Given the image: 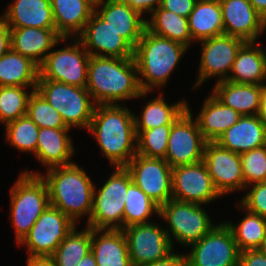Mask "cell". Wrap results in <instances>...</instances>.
<instances>
[{"mask_svg": "<svg viewBox=\"0 0 266 266\" xmlns=\"http://www.w3.org/2000/svg\"><path fill=\"white\" fill-rule=\"evenodd\" d=\"M56 32L61 37H77L94 12L89 0H50Z\"/></svg>", "mask_w": 266, "mask_h": 266, "instance_id": "cell-28", "label": "cell"}, {"mask_svg": "<svg viewBox=\"0 0 266 266\" xmlns=\"http://www.w3.org/2000/svg\"><path fill=\"white\" fill-rule=\"evenodd\" d=\"M199 43H201V58L196 82L192 86L193 90L212 77L219 78L216 82L227 80L236 55L245 41L223 34L199 41Z\"/></svg>", "mask_w": 266, "mask_h": 266, "instance_id": "cell-12", "label": "cell"}, {"mask_svg": "<svg viewBox=\"0 0 266 266\" xmlns=\"http://www.w3.org/2000/svg\"><path fill=\"white\" fill-rule=\"evenodd\" d=\"M245 186L266 181V145L240 154Z\"/></svg>", "mask_w": 266, "mask_h": 266, "instance_id": "cell-41", "label": "cell"}, {"mask_svg": "<svg viewBox=\"0 0 266 266\" xmlns=\"http://www.w3.org/2000/svg\"><path fill=\"white\" fill-rule=\"evenodd\" d=\"M11 28L6 20L0 16V58L11 49Z\"/></svg>", "mask_w": 266, "mask_h": 266, "instance_id": "cell-47", "label": "cell"}, {"mask_svg": "<svg viewBox=\"0 0 266 266\" xmlns=\"http://www.w3.org/2000/svg\"><path fill=\"white\" fill-rule=\"evenodd\" d=\"M171 127L172 125H162L154 129L136 131L137 154L149 158L165 159Z\"/></svg>", "mask_w": 266, "mask_h": 266, "instance_id": "cell-39", "label": "cell"}, {"mask_svg": "<svg viewBox=\"0 0 266 266\" xmlns=\"http://www.w3.org/2000/svg\"><path fill=\"white\" fill-rule=\"evenodd\" d=\"M200 112L196 115L199 129L203 138L209 141H216L227 129L238 122L242 116L229 106L221 103L212 93L202 102Z\"/></svg>", "mask_w": 266, "mask_h": 266, "instance_id": "cell-27", "label": "cell"}, {"mask_svg": "<svg viewBox=\"0 0 266 266\" xmlns=\"http://www.w3.org/2000/svg\"><path fill=\"white\" fill-rule=\"evenodd\" d=\"M92 228L78 231L76 226L64 238L51 256L56 266H76L91 251Z\"/></svg>", "mask_w": 266, "mask_h": 266, "instance_id": "cell-34", "label": "cell"}, {"mask_svg": "<svg viewBox=\"0 0 266 266\" xmlns=\"http://www.w3.org/2000/svg\"><path fill=\"white\" fill-rule=\"evenodd\" d=\"M36 91L59 112L67 127L88 130L96 104L86 87L38 80Z\"/></svg>", "mask_w": 266, "mask_h": 266, "instance_id": "cell-7", "label": "cell"}, {"mask_svg": "<svg viewBox=\"0 0 266 266\" xmlns=\"http://www.w3.org/2000/svg\"><path fill=\"white\" fill-rule=\"evenodd\" d=\"M27 115L39 128H69L59 112L36 90L28 100Z\"/></svg>", "mask_w": 266, "mask_h": 266, "instance_id": "cell-40", "label": "cell"}, {"mask_svg": "<svg viewBox=\"0 0 266 266\" xmlns=\"http://www.w3.org/2000/svg\"><path fill=\"white\" fill-rule=\"evenodd\" d=\"M46 174L24 170V173L40 175L46 182L50 205L62 211L75 224L83 216L87 222L93 209L94 183L85 169L74 162L67 166H56L46 169ZM79 220V221H78Z\"/></svg>", "mask_w": 266, "mask_h": 266, "instance_id": "cell-3", "label": "cell"}, {"mask_svg": "<svg viewBox=\"0 0 266 266\" xmlns=\"http://www.w3.org/2000/svg\"><path fill=\"white\" fill-rule=\"evenodd\" d=\"M76 266H97L96 260L92 252L86 254Z\"/></svg>", "mask_w": 266, "mask_h": 266, "instance_id": "cell-50", "label": "cell"}, {"mask_svg": "<svg viewBox=\"0 0 266 266\" xmlns=\"http://www.w3.org/2000/svg\"><path fill=\"white\" fill-rule=\"evenodd\" d=\"M189 47L151 33L147 28L134 48L139 84L143 92L163 88Z\"/></svg>", "mask_w": 266, "mask_h": 266, "instance_id": "cell-4", "label": "cell"}, {"mask_svg": "<svg viewBox=\"0 0 266 266\" xmlns=\"http://www.w3.org/2000/svg\"><path fill=\"white\" fill-rule=\"evenodd\" d=\"M94 12L124 37L134 48L146 29V18L118 0H99Z\"/></svg>", "mask_w": 266, "mask_h": 266, "instance_id": "cell-20", "label": "cell"}, {"mask_svg": "<svg viewBox=\"0 0 266 266\" xmlns=\"http://www.w3.org/2000/svg\"><path fill=\"white\" fill-rule=\"evenodd\" d=\"M262 119L266 123V83L263 85V91L261 94V108H260V114Z\"/></svg>", "mask_w": 266, "mask_h": 266, "instance_id": "cell-51", "label": "cell"}, {"mask_svg": "<svg viewBox=\"0 0 266 266\" xmlns=\"http://www.w3.org/2000/svg\"><path fill=\"white\" fill-rule=\"evenodd\" d=\"M94 6L99 0H89Z\"/></svg>", "mask_w": 266, "mask_h": 266, "instance_id": "cell-54", "label": "cell"}, {"mask_svg": "<svg viewBox=\"0 0 266 266\" xmlns=\"http://www.w3.org/2000/svg\"><path fill=\"white\" fill-rule=\"evenodd\" d=\"M190 249V253L185 254L188 266H239L240 251L224 221L191 244Z\"/></svg>", "mask_w": 266, "mask_h": 266, "instance_id": "cell-11", "label": "cell"}, {"mask_svg": "<svg viewBox=\"0 0 266 266\" xmlns=\"http://www.w3.org/2000/svg\"><path fill=\"white\" fill-rule=\"evenodd\" d=\"M215 142L238 154L251 151L266 145V123L260 115H243Z\"/></svg>", "mask_w": 266, "mask_h": 266, "instance_id": "cell-23", "label": "cell"}, {"mask_svg": "<svg viewBox=\"0 0 266 266\" xmlns=\"http://www.w3.org/2000/svg\"><path fill=\"white\" fill-rule=\"evenodd\" d=\"M149 15L151 17L146 19V28L151 33L180 42L190 48L194 41L190 35L188 18L162 9L160 6Z\"/></svg>", "mask_w": 266, "mask_h": 266, "instance_id": "cell-33", "label": "cell"}, {"mask_svg": "<svg viewBox=\"0 0 266 266\" xmlns=\"http://www.w3.org/2000/svg\"><path fill=\"white\" fill-rule=\"evenodd\" d=\"M239 266H266V255L259 249L240 252Z\"/></svg>", "mask_w": 266, "mask_h": 266, "instance_id": "cell-44", "label": "cell"}, {"mask_svg": "<svg viewBox=\"0 0 266 266\" xmlns=\"http://www.w3.org/2000/svg\"><path fill=\"white\" fill-rule=\"evenodd\" d=\"M31 88L30 93L28 90ZM36 87H0V123L6 125L19 117L27 115L28 100Z\"/></svg>", "mask_w": 266, "mask_h": 266, "instance_id": "cell-38", "label": "cell"}, {"mask_svg": "<svg viewBox=\"0 0 266 266\" xmlns=\"http://www.w3.org/2000/svg\"><path fill=\"white\" fill-rule=\"evenodd\" d=\"M197 0H162L160 7L188 18Z\"/></svg>", "mask_w": 266, "mask_h": 266, "instance_id": "cell-43", "label": "cell"}, {"mask_svg": "<svg viewBox=\"0 0 266 266\" xmlns=\"http://www.w3.org/2000/svg\"><path fill=\"white\" fill-rule=\"evenodd\" d=\"M263 254L266 255V236L265 238L262 240L261 245L258 248Z\"/></svg>", "mask_w": 266, "mask_h": 266, "instance_id": "cell-53", "label": "cell"}, {"mask_svg": "<svg viewBox=\"0 0 266 266\" xmlns=\"http://www.w3.org/2000/svg\"><path fill=\"white\" fill-rule=\"evenodd\" d=\"M159 218L168 224L165 231L173 249V242L189 247L216 226L201 204L175 199L160 206Z\"/></svg>", "mask_w": 266, "mask_h": 266, "instance_id": "cell-8", "label": "cell"}, {"mask_svg": "<svg viewBox=\"0 0 266 266\" xmlns=\"http://www.w3.org/2000/svg\"><path fill=\"white\" fill-rule=\"evenodd\" d=\"M68 40L69 37H61L56 28H11V50L31 59L38 66L52 48Z\"/></svg>", "mask_w": 266, "mask_h": 266, "instance_id": "cell-21", "label": "cell"}, {"mask_svg": "<svg viewBox=\"0 0 266 266\" xmlns=\"http://www.w3.org/2000/svg\"><path fill=\"white\" fill-rule=\"evenodd\" d=\"M132 266H142L162 260L173 251L165 227L154 222L136 224L122 229Z\"/></svg>", "mask_w": 266, "mask_h": 266, "instance_id": "cell-14", "label": "cell"}, {"mask_svg": "<svg viewBox=\"0 0 266 266\" xmlns=\"http://www.w3.org/2000/svg\"><path fill=\"white\" fill-rule=\"evenodd\" d=\"M122 3L128 4L131 8L137 11L141 16L143 14L152 13L155 9H157L162 0H118Z\"/></svg>", "mask_w": 266, "mask_h": 266, "instance_id": "cell-45", "label": "cell"}, {"mask_svg": "<svg viewBox=\"0 0 266 266\" xmlns=\"http://www.w3.org/2000/svg\"><path fill=\"white\" fill-rule=\"evenodd\" d=\"M72 39V40H71ZM73 43L53 49L39 66L38 80H51L77 87H86L89 53L77 37H69ZM71 44V45H70Z\"/></svg>", "mask_w": 266, "mask_h": 266, "instance_id": "cell-9", "label": "cell"}, {"mask_svg": "<svg viewBox=\"0 0 266 266\" xmlns=\"http://www.w3.org/2000/svg\"><path fill=\"white\" fill-rule=\"evenodd\" d=\"M86 89L96 105L124 104L151 93L142 91L133 57L90 56Z\"/></svg>", "mask_w": 266, "mask_h": 266, "instance_id": "cell-1", "label": "cell"}, {"mask_svg": "<svg viewBox=\"0 0 266 266\" xmlns=\"http://www.w3.org/2000/svg\"><path fill=\"white\" fill-rule=\"evenodd\" d=\"M224 34L245 42H256L266 30V21L256 12L249 0H219Z\"/></svg>", "mask_w": 266, "mask_h": 266, "instance_id": "cell-19", "label": "cell"}, {"mask_svg": "<svg viewBox=\"0 0 266 266\" xmlns=\"http://www.w3.org/2000/svg\"><path fill=\"white\" fill-rule=\"evenodd\" d=\"M256 43L259 45V48H260L261 53H262L263 61H264L265 65H266V47L263 48V47L261 46V43H260V42H257V41H256Z\"/></svg>", "mask_w": 266, "mask_h": 266, "instance_id": "cell-52", "label": "cell"}, {"mask_svg": "<svg viewBox=\"0 0 266 266\" xmlns=\"http://www.w3.org/2000/svg\"><path fill=\"white\" fill-rule=\"evenodd\" d=\"M50 205L46 182L40 175L22 172L10 189V218L19 245Z\"/></svg>", "mask_w": 266, "mask_h": 266, "instance_id": "cell-5", "label": "cell"}, {"mask_svg": "<svg viewBox=\"0 0 266 266\" xmlns=\"http://www.w3.org/2000/svg\"><path fill=\"white\" fill-rule=\"evenodd\" d=\"M142 266H188V261L185 254L175 253L174 251L162 260L152 263H147Z\"/></svg>", "mask_w": 266, "mask_h": 266, "instance_id": "cell-46", "label": "cell"}, {"mask_svg": "<svg viewBox=\"0 0 266 266\" xmlns=\"http://www.w3.org/2000/svg\"><path fill=\"white\" fill-rule=\"evenodd\" d=\"M39 66L31 59L11 49L0 58V87H36Z\"/></svg>", "mask_w": 266, "mask_h": 266, "instance_id": "cell-32", "label": "cell"}, {"mask_svg": "<svg viewBox=\"0 0 266 266\" xmlns=\"http://www.w3.org/2000/svg\"><path fill=\"white\" fill-rule=\"evenodd\" d=\"M75 226L67 215L49 205L19 245L26 246L30 257H51Z\"/></svg>", "mask_w": 266, "mask_h": 266, "instance_id": "cell-13", "label": "cell"}, {"mask_svg": "<svg viewBox=\"0 0 266 266\" xmlns=\"http://www.w3.org/2000/svg\"><path fill=\"white\" fill-rule=\"evenodd\" d=\"M70 132L71 128H39L36 160L47 169L73 164L75 147Z\"/></svg>", "mask_w": 266, "mask_h": 266, "instance_id": "cell-22", "label": "cell"}, {"mask_svg": "<svg viewBox=\"0 0 266 266\" xmlns=\"http://www.w3.org/2000/svg\"><path fill=\"white\" fill-rule=\"evenodd\" d=\"M90 56L129 58L134 47L95 12L77 36Z\"/></svg>", "mask_w": 266, "mask_h": 266, "instance_id": "cell-18", "label": "cell"}, {"mask_svg": "<svg viewBox=\"0 0 266 266\" xmlns=\"http://www.w3.org/2000/svg\"><path fill=\"white\" fill-rule=\"evenodd\" d=\"M203 162L215 189L223 197L235 191L245 192L240 154L232 152L215 141L206 142Z\"/></svg>", "mask_w": 266, "mask_h": 266, "instance_id": "cell-16", "label": "cell"}, {"mask_svg": "<svg viewBox=\"0 0 266 266\" xmlns=\"http://www.w3.org/2000/svg\"><path fill=\"white\" fill-rule=\"evenodd\" d=\"M189 31L194 43L224 34L219 0H197L188 17Z\"/></svg>", "mask_w": 266, "mask_h": 266, "instance_id": "cell-30", "label": "cell"}, {"mask_svg": "<svg viewBox=\"0 0 266 266\" xmlns=\"http://www.w3.org/2000/svg\"><path fill=\"white\" fill-rule=\"evenodd\" d=\"M87 131L113 167L126 166L137 154L134 113L124 104L96 105Z\"/></svg>", "mask_w": 266, "mask_h": 266, "instance_id": "cell-2", "label": "cell"}, {"mask_svg": "<svg viewBox=\"0 0 266 266\" xmlns=\"http://www.w3.org/2000/svg\"><path fill=\"white\" fill-rule=\"evenodd\" d=\"M220 197L203 161L172 168V199L205 206Z\"/></svg>", "mask_w": 266, "mask_h": 266, "instance_id": "cell-17", "label": "cell"}, {"mask_svg": "<svg viewBox=\"0 0 266 266\" xmlns=\"http://www.w3.org/2000/svg\"><path fill=\"white\" fill-rule=\"evenodd\" d=\"M245 190L247 193L241 198L240 204H237L239 209L266 217V181L251 184Z\"/></svg>", "mask_w": 266, "mask_h": 266, "instance_id": "cell-42", "label": "cell"}, {"mask_svg": "<svg viewBox=\"0 0 266 266\" xmlns=\"http://www.w3.org/2000/svg\"><path fill=\"white\" fill-rule=\"evenodd\" d=\"M263 85L216 82L212 94L224 105L243 115H259Z\"/></svg>", "mask_w": 266, "mask_h": 266, "instance_id": "cell-25", "label": "cell"}, {"mask_svg": "<svg viewBox=\"0 0 266 266\" xmlns=\"http://www.w3.org/2000/svg\"><path fill=\"white\" fill-rule=\"evenodd\" d=\"M113 169L99 189L94 186L93 209L86 223L92 229H123L124 205L132 178L125 166H115Z\"/></svg>", "mask_w": 266, "mask_h": 266, "instance_id": "cell-6", "label": "cell"}, {"mask_svg": "<svg viewBox=\"0 0 266 266\" xmlns=\"http://www.w3.org/2000/svg\"><path fill=\"white\" fill-rule=\"evenodd\" d=\"M125 168L132 181L159 206L172 199V167L164 159L136 154Z\"/></svg>", "mask_w": 266, "mask_h": 266, "instance_id": "cell-15", "label": "cell"}, {"mask_svg": "<svg viewBox=\"0 0 266 266\" xmlns=\"http://www.w3.org/2000/svg\"><path fill=\"white\" fill-rule=\"evenodd\" d=\"M26 266H56V263L52 257H30L26 259Z\"/></svg>", "mask_w": 266, "mask_h": 266, "instance_id": "cell-48", "label": "cell"}, {"mask_svg": "<svg viewBox=\"0 0 266 266\" xmlns=\"http://www.w3.org/2000/svg\"><path fill=\"white\" fill-rule=\"evenodd\" d=\"M227 80L237 84L266 83V65L256 42H245L241 46Z\"/></svg>", "mask_w": 266, "mask_h": 266, "instance_id": "cell-29", "label": "cell"}, {"mask_svg": "<svg viewBox=\"0 0 266 266\" xmlns=\"http://www.w3.org/2000/svg\"><path fill=\"white\" fill-rule=\"evenodd\" d=\"M159 212L160 206L131 181L124 205L123 228L150 223L149 218L155 214L159 217Z\"/></svg>", "mask_w": 266, "mask_h": 266, "instance_id": "cell-35", "label": "cell"}, {"mask_svg": "<svg viewBox=\"0 0 266 266\" xmlns=\"http://www.w3.org/2000/svg\"><path fill=\"white\" fill-rule=\"evenodd\" d=\"M245 217L238 224L225 220L231 229L240 252L258 249L266 236V217L245 210Z\"/></svg>", "mask_w": 266, "mask_h": 266, "instance_id": "cell-36", "label": "cell"}, {"mask_svg": "<svg viewBox=\"0 0 266 266\" xmlns=\"http://www.w3.org/2000/svg\"><path fill=\"white\" fill-rule=\"evenodd\" d=\"M140 116L134 114L135 131L154 129L162 125H172L173 122L187 108V101L180 99L169 105L163 93H159L143 106ZM140 117V118H139Z\"/></svg>", "mask_w": 266, "mask_h": 266, "instance_id": "cell-31", "label": "cell"}, {"mask_svg": "<svg viewBox=\"0 0 266 266\" xmlns=\"http://www.w3.org/2000/svg\"><path fill=\"white\" fill-rule=\"evenodd\" d=\"M4 131L9 146L23 153L36 154L39 127L28 115L6 124Z\"/></svg>", "mask_w": 266, "mask_h": 266, "instance_id": "cell-37", "label": "cell"}, {"mask_svg": "<svg viewBox=\"0 0 266 266\" xmlns=\"http://www.w3.org/2000/svg\"><path fill=\"white\" fill-rule=\"evenodd\" d=\"M4 11L10 28H56L50 0H14Z\"/></svg>", "mask_w": 266, "mask_h": 266, "instance_id": "cell-24", "label": "cell"}, {"mask_svg": "<svg viewBox=\"0 0 266 266\" xmlns=\"http://www.w3.org/2000/svg\"><path fill=\"white\" fill-rule=\"evenodd\" d=\"M91 252L97 266H132L122 230L92 229Z\"/></svg>", "mask_w": 266, "mask_h": 266, "instance_id": "cell-26", "label": "cell"}, {"mask_svg": "<svg viewBox=\"0 0 266 266\" xmlns=\"http://www.w3.org/2000/svg\"><path fill=\"white\" fill-rule=\"evenodd\" d=\"M187 108L173 122L167 143L165 161L172 167L195 164L203 161L206 140L197 120Z\"/></svg>", "mask_w": 266, "mask_h": 266, "instance_id": "cell-10", "label": "cell"}, {"mask_svg": "<svg viewBox=\"0 0 266 266\" xmlns=\"http://www.w3.org/2000/svg\"><path fill=\"white\" fill-rule=\"evenodd\" d=\"M256 12L266 21V0H249Z\"/></svg>", "mask_w": 266, "mask_h": 266, "instance_id": "cell-49", "label": "cell"}]
</instances>
